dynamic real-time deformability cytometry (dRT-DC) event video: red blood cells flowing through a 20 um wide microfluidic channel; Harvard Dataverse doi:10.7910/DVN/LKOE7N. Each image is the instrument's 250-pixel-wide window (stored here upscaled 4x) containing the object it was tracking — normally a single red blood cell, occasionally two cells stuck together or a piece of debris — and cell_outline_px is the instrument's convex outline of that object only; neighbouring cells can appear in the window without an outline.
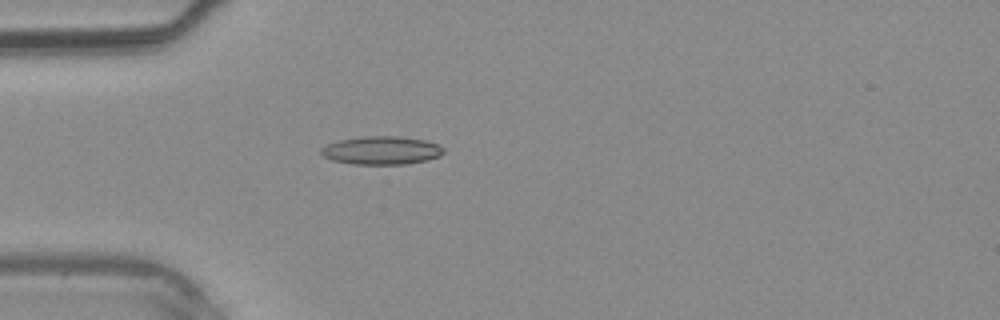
{"species": "common noctule bat (a hibernating species)", "species_latin": "Nyctalus noctula", "temperature_condition": "warm", "stored_images_in_passage": 34, "camera_frame_rate_fps": 3000, "um_per_image_px": 0.085, "animal": {"sex": "male", "body_mass_g": 20.4}, "frame": {"image": 1, "passage_image": 6, "time_ms": 1.667, "image_size_px": [1000, 320], "cell_outline_px": [[444, 152], [440, 156], [428, 160], [408, 164], [352, 164], [332, 160], [324, 156], [320, 152], [320, 148], [328, 144], [340, 140], [364, 136], [400, 136], [424, 140], [440, 144], [444, 148]], "centroid_in_image_um": [32.47, 12.78], "position_along_channel_um": 52.5, "area_um2": 20.29}}